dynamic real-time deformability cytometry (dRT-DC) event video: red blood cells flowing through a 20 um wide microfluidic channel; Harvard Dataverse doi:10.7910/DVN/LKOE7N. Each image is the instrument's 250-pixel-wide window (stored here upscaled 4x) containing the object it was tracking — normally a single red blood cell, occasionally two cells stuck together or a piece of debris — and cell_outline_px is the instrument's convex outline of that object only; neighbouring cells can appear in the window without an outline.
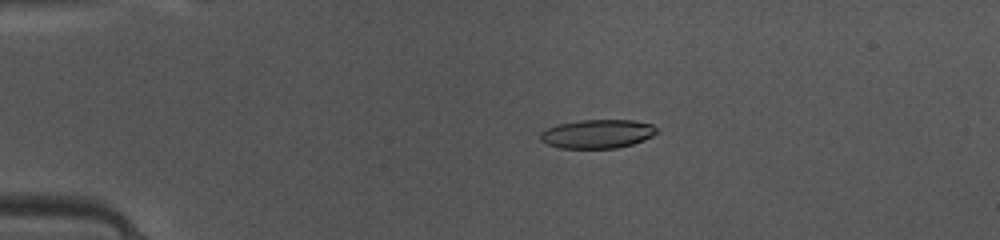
{"species": "common noctule bat (a hibernating species)", "species_latin": "Nyctalus noctula", "temperature_condition": "warm", "stored_images_in_passage": 49, "camera_frame_rate_fps": 3000, "um_per_image_px": 0.085, "animal": {"sex": "female", "body_mass_g": 10.0, "forearm_length_mm": 53.1}, "frame": {"image": 1, "passage_image": 11, "time_ms": 3.333, "image_size_px": [1000, 240], "cell_outline_px": [[656, 132], [652, 136], [644, 140], [632, 144], [616, 148], [560, 148], [548, 144], [540, 140], [540, 132], [556, 124], [580, 120], [632, 120], [652, 124], [656, 128]], "centroid_in_image_um": [50.76, 11.37], "position_along_channel_um": 34.2, "area_um2": 19.48}}
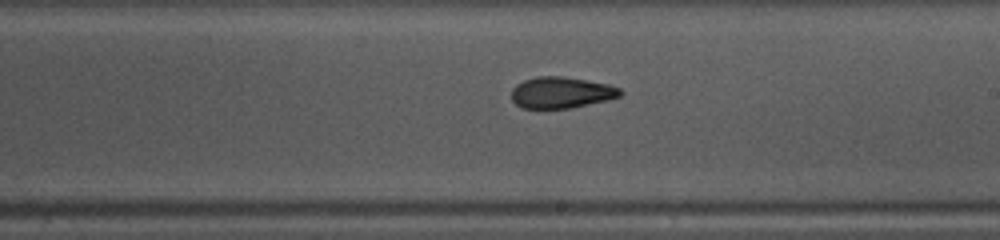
{"frame": {"image": 2, "passage_image": 29, "time_ms": 9.333, "image_size_px": [1000, 240], "cell_outline_px": [[624, 92], [620, 96], [608, 100], [572, 108], [520, 108], [512, 100], [512, 88], [516, 84], [524, 80], [536, 76], [564, 76], [608, 84], [620, 88]], "centroid_in_image_um": [47.71, 7.86], "position_along_channel_um": 241.3, "area_um2": 20.0}}
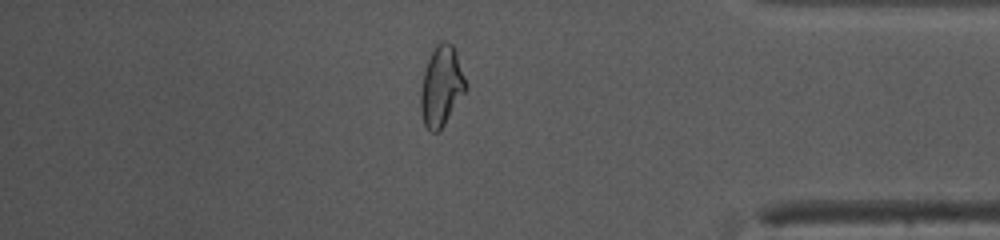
{"frame": {"image": 3, "passage_image": 42, "time_ms": 13.667, "image_size_px": [1000, 240], "cell_outline_px": [[468, 88], [444, 124], [436, 132], [432, 132], [424, 124], [420, 112], [420, 92], [424, 72], [428, 60], [436, 44], [440, 40], [444, 40], [452, 44], [456, 52], [468, 84]], "centroid_in_image_um": [37.53, 7.3], "position_along_channel_um": 397.7, "area_um2": 21.04}, "authors_computed_cell_mechanics": {"area_um2": 20.2878, "velocity_mm_per_s": 4.1403, "shape_relaxation_time_tau1_ms": 7.6533, "shape_relaxation_time_tau2_ms": 2.4445, "deformation_change_tau1": 0.2143, "deformation_change_tau2": 0.0961}}